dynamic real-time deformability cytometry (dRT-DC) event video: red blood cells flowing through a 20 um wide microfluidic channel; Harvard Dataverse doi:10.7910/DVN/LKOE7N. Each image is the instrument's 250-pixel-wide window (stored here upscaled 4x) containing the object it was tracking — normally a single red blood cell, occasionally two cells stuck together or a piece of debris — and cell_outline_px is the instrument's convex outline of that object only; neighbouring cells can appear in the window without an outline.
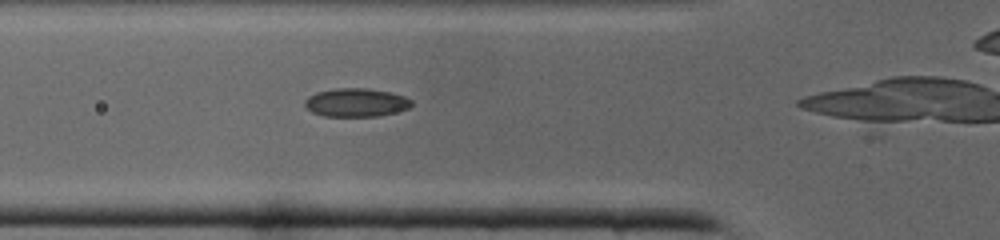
{"species": "common noctule bat (a hibernating species)", "species_latin": "Nyctalus noctula", "temperature_condition": "cold", "stored_images_in_passage": 37, "camera_frame_rate_fps": 3000, "um_per_image_px": 0.085, "animal": {"sex": "male", "body_mass_g": 19.0, "forearm_length_mm": 50.8}, "frame": {"image": 1, "passage_image": 18, "time_ms": 5.667, "image_size_px": [1000, 240], "cell_outline_px": [[412, 104], [408, 108], [396, 112], [380, 116], [324, 116], [312, 112], [304, 104], [304, 100], [308, 96], [316, 92], [336, 88], [368, 88], [388, 92], [404, 96], [412, 100]], "centroid_in_image_um": [30.25, 8.71], "position_along_channel_um": 95.5, "area_um2": 17.69}}
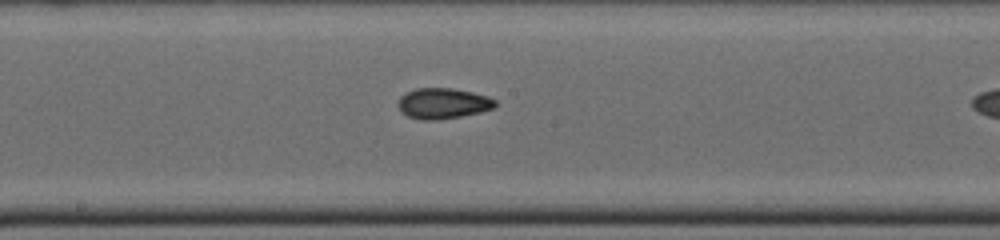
{"frame": {"image": 2, "passage_image": 25, "time_ms": 8.0, "image_size_px": [1000, 240], "cell_outline_px": [[496, 104], [492, 108], [480, 112], [460, 116], [436, 120], [420, 120], [408, 116], [396, 104], [400, 96], [404, 92], [416, 88], [452, 88], [472, 92], [488, 96], [496, 100]], "centroid_in_image_um": [37.62, 8.78], "position_along_channel_um": 210.6, "area_um2": 17.34}}
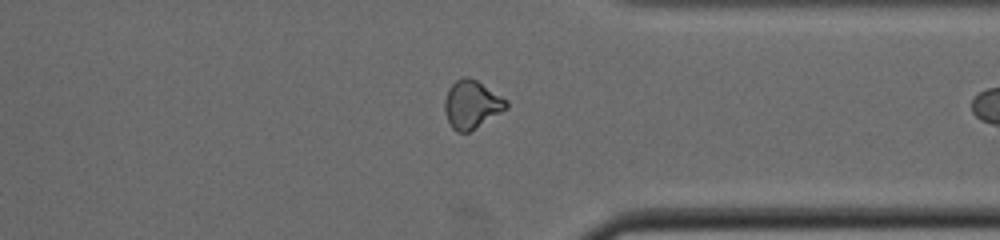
{"frame": {"image": 3, "passage_image": 35, "time_ms": 11.333, "image_size_px": [1000, 240], "cell_outline_px": [[508, 108], [468, 132], [456, 132], [452, 128], [448, 120], [444, 108], [444, 100], [448, 88], [456, 80], [464, 76], [468, 76], [476, 80], [508, 100]], "centroid_in_image_um": [40.08, 8.86], "position_along_channel_um": 371.3, "area_um2": 17.17}}